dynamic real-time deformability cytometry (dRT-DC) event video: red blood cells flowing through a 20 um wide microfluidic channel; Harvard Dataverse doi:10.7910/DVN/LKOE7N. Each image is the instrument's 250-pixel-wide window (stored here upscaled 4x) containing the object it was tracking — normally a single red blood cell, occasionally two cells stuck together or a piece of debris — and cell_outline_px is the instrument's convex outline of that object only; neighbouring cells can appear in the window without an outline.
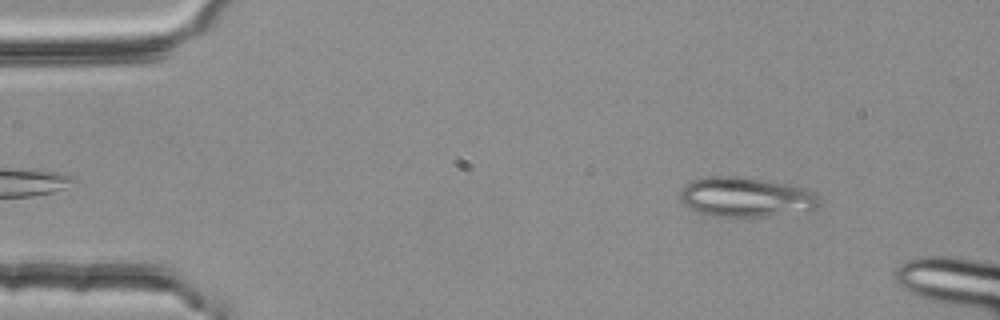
{"species": "common noctule bat (a hibernating species)", "species_latin": "Nyctalus noctula", "temperature_condition": "room temperature", "stored_images_in_passage": 13, "camera_frame_rate_fps": 3000, "um_per_image_px": 0.085, "animal": {"sex": "female", "body_mass_g": 25.1}, "frame": {"image": 1, "passage_image": 3, "time_ms": 0.667, "image_size_px": [1000, 320], "cell_outline_px": [[820, 204], [816, 208], [764, 216], [712, 216], [700, 212], [684, 204], [680, 200], [680, 192], [684, 184], [692, 180], [712, 176], [736, 176], [760, 180], [804, 188], [816, 196]], "centroid_in_image_um": [63.3, 16.74], "position_along_channel_um": 21.7, "area_um2": 31.21}}